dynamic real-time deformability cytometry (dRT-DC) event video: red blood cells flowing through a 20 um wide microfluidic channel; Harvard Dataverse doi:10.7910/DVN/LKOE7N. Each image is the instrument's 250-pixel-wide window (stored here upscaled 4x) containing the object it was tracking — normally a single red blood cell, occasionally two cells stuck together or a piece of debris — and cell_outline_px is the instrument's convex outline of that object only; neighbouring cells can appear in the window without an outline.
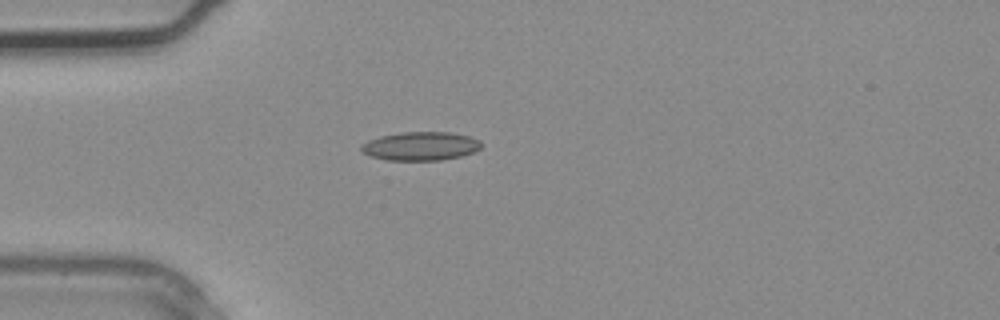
{"species": "common noctule bat (a hibernating species)", "species_latin": "Nyctalus noctula", "temperature_condition": "warm", "stored_images_in_passage": 2, "camera_frame_rate_fps": 3000, "um_per_image_px": 0.085, "animal": {"sex": "male", "body_mass_g": 20.4}, "frame": {"image": 1, "passage_image": 2, "time_ms": 0.333, "image_size_px": [1000, 320], "cell_outline_px": [[480, 148], [472, 152], [460, 156], [440, 160], [388, 160], [372, 156], [360, 152], [360, 144], [368, 140], [380, 136], [400, 132], [448, 132], [468, 136], [480, 140]], "centroid_in_image_um": [35.69, 12.41], "position_along_channel_um": 49.3, "area_um2": 19.94}}